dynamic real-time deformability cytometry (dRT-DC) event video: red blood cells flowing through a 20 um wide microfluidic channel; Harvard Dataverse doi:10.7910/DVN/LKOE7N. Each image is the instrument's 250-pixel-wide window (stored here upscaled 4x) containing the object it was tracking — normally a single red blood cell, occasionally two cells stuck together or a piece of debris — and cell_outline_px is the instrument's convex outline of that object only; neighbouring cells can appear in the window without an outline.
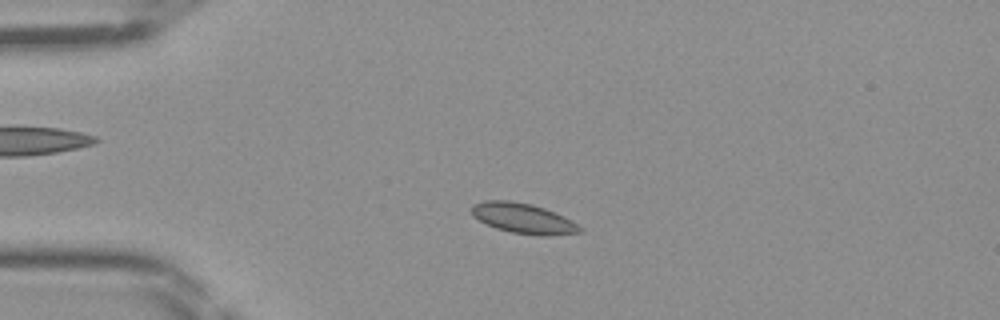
{"species": "Egyptian fruit bat (a non-hibernating species)", "species_latin": "Rousettus aegyptiacus", "temperature_condition": "room temperature", "stored_images_in_passage": 44, "camera_frame_rate_fps": 3000, "um_per_image_px": 0.085, "frame": {"image": 1, "passage_image": 9, "time_ms": 2.667, "image_size_px": [1000, 320], "cell_outline_px": [[584, 232], [548, 236], [540, 236], [512, 232], [496, 228], [472, 216], [472, 204], [484, 200], [512, 200], [532, 204], [544, 208], [564, 216], [572, 220], [584, 228]], "centroid_in_image_um": [44.52, 18.56], "position_along_channel_um": 40.5, "area_um2": 19.25}}
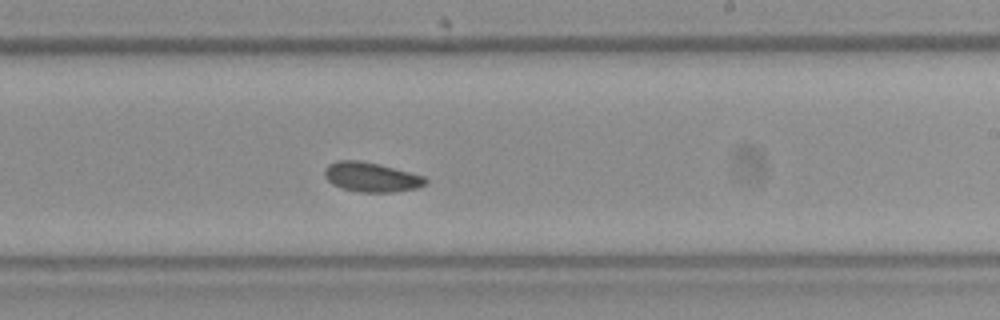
{"frame": {"image": 2, "passage_image": 26, "time_ms": 8.333, "image_size_px": [1000, 320], "cell_outline_px": [[428, 184], [416, 188], [392, 192], [360, 192], [340, 188], [332, 184], [324, 176], [324, 168], [328, 164], [336, 160], [360, 160], [380, 164], [424, 176], [428, 180]], "centroid_in_image_um": [31.54, 15.05], "position_along_channel_um": 257.5, "area_um2": 17.57}}
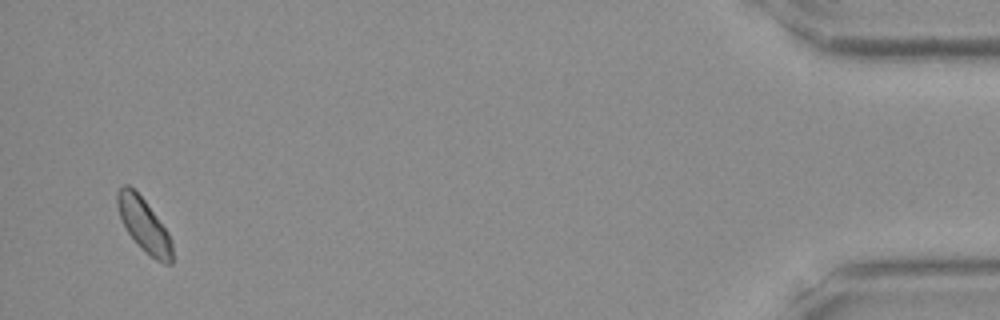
{"frame": {"image": 3, "passage_image": 43, "time_ms": 14.0, "image_size_px": [1000, 320], "cell_outline_px": [[172, 264], [164, 264], [156, 260], [144, 252], [128, 232], [120, 216], [116, 204], [116, 192], [124, 184], [128, 184], [144, 200], [168, 232], [172, 240]], "centroid_in_image_um": [12.24, 19.14], "position_along_channel_um": 423.0, "area_um2": 16.94}}